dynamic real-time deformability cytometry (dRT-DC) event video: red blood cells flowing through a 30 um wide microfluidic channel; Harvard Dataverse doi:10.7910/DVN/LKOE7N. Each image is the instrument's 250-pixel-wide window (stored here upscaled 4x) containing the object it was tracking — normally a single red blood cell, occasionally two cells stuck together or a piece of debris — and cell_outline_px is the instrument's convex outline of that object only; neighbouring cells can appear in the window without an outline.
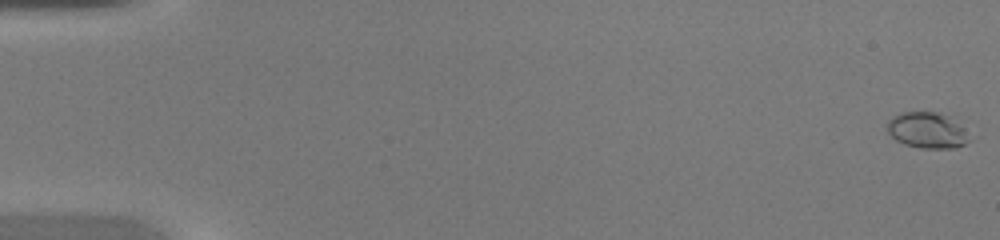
{"species": "common noctule bat (a hibernating species)", "species_latin": "Nyctalus noctula", "temperature_condition": "warm", "stored_images_in_passage": 49, "camera_frame_rate_fps": 3000, "um_per_image_px": 0.085, "animal": {"sex": "female", "body_mass_g": 20.0, "forearm_length_mm": 54.0}, "frame": {"image": 1, "passage_image": 1, "time_ms": 0.0, "image_size_px": [1000, 240], "cell_outline_px": [[960, 144], [944, 148], [932, 148], [908, 144], [892, 136], [888, 128], [888, 124], [892, 120], [908, 112], [932, 112], [940, 116], [952, 132]], "centroid_in_image_um": [78.43, 11.08], "position_along_channel_um": 6.6, "area_um2": 13.35}}
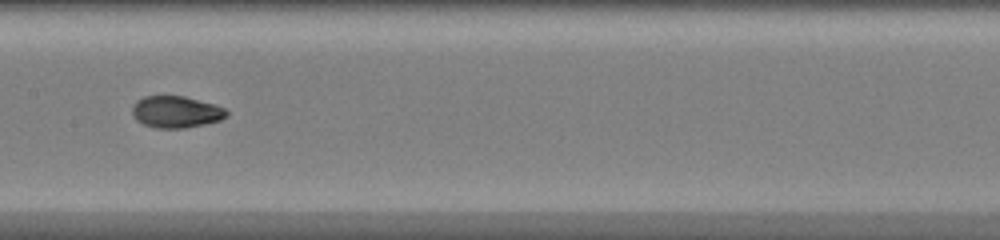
{"frame": {"image": 2, "passage_image": 26, "time_ms": 8.333, "image_size_px": [1000, 240], "cell_outline_px": [[228, 112], [220, 120], [180, 128], [160, 128], [144, 124], [132, 112], [132, 108], [140, 100], [148, 96], [180, 96], [212, 104], [224, 108]], "centroid_in_image_um": [14.97, 9.51], "position_along_channel_um": 192.4, "area_um2": 16.47}}
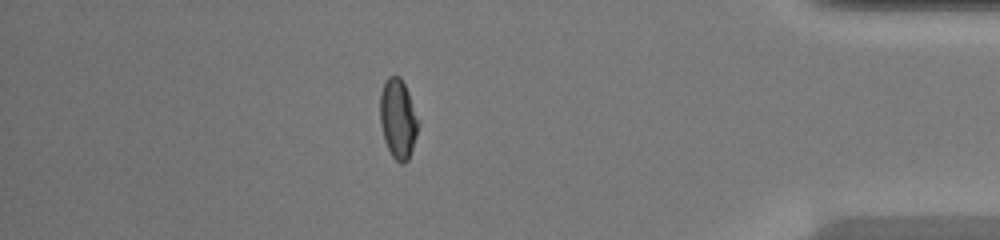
{"frame": {"image": 3, "passage_image": 43, "time_ms": 14.0, "image_size_px": [1000, 240], "cell_outline_px": [[416, 136], [408, 160], [396, 160], [392, 156], [388, 148], [384, 136], [380, 120], [380, 96], [384, 84], [388, 76], [400, 76], [408, 92], [416, 120]], "centroid_in_image_um": [33.79, 10.06], "position_along_channel_um": 401.4, "area_um2": 16.7}, "authors_computed_cell_mechanics": {"area_um2": 16.0684, "velocity_mm_per_s": 4.3355, "shape_relaxation_time_tau1_ms": 5.805, "shape_relaxation_time_tau2_ms": 0.923, "deformation_change_tau1": 0.2561, "deformation_change_tau2": 0.05}}